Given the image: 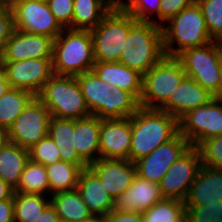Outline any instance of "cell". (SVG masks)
<instances>
[{
    "instance_id": "cell-39",
    "label": "cell",
    "mask_w": 222,
    "mask_h": 222,
    "mask_svg": "<svg viewBox=\"0 0 222 222\" xmlns=\"http://www.w3.org/2000/svg\"><path fill=\"white\" fill-rule=\"evenodd\" d=\"M48 7L63 28L72 29L74 0H46Z\"/></svg>"
},
{
    "instance_id": "cell-8",
    "label": "cell",
    "mask_w": 222,
    "mask_h": 222,
    "mask_svg": "<svg viewBox=\"0 0 222 222\" xmlns=\"http://www.w3.org/2000/svg\"><path fill=\"white\" fill-rule=\"evenodd\" d=\"M222 43L212 41L190 48L176 58L181 62L187 77L192 78L215 97L220 98L221 74L219 68Z\"/></svg>"
},
{
    "instance_id": "cell-52",
    "label": "cell",
    "mask_w": 222,
    "mask_h": 222,
    "mask_svg": "<svg viewBox=\"0 0 222 222\" xmlns=\"http://www.w3.org/2000/svg\"><path fill=\"white\" fill-rule=\"evenodd\" d=\"M17 0H0L4 6H11Z\"/></svg>"
},
{
    "instance_id": "cell-47",
    "label": "cell",
    "mask_w": 222,
    "mask_h": 222,
    "mask_svg": "<svg viewBox=\"0 0 222 222\" xmlns=\"http://www.w3.org/2000/svg\"><path fill=\"white\" fill-rule=\"evenodd\" d=\"M9 142L8 129L0 126V150Z\"/></svg>"
},
{
    "instance_id": "cell-43",
    "label": "cell",
    "mask_w": 222,
    "mask_h": 222,
    "mask_svg": "<svg viewBox=\"0 0 222 222\" xmlns=\"http://www.w3.org/2000/svg\"><path fill=\"white\" fill-rule=\"evenodd\" d=\"M0 222H15L14 196L10 199L0 201Z\"/></svg>"
},
{
    "instance_id": "cell-1",
    "label": "cell",
    "mask_w": 222,
    "mask_h": 222,
    "mask_svg": "<svg viewBox=\"0 0 222 222\" xmlns=\"http://www.w3.org/2000/svg\"><path fill=\"white\" fill-rule=\"evenodd\" d=\"M76 78L91 115L102 120L132 117L140 107L131 93L102 81L93 71Z\"/></svg>"
},
{
    "instance_id": "cell-12",
    "label": "cell",
    "mask_w": 222,
    "mask_h": 222,
    "mask_svg": "<svg viewBox=\"0 0 222 222\" xmlns=\"http://www.w3.org/2000/svg\"><path fill=\"white\" fill-rule=\"evenodd\" d=\"M51 118L50 111L35 97L8 129L9 142L30 149L48 135Z\"/></svg>"
},
{
    "instance_id": "cell-5",
    "label": "cell",
    "mask_w": 222,
    "mask_h": 222,
    "mask_svg": "<svg viewBox=\"0 0 222 222\" xmlns=\"http://www.w3.org/2000/svg\"><path fill=\"white\" fill-rule=\"evenodd\" d=\"M162 32L163 50L168 57H177L187 49L213 41L197 1L166 22L162 26Z\"/></svg>"
},
{
    "instance_id": "cell-33",
    "label": "cell",
    "mask_w": 222,
    "mask_h": 222,
    "mask_svg": "<svg viewBox=\"0 0 222 222\" xmlns=\"http://www.w3.org/2000/svg\"><path fill=\"white\" fill-rule=\"evenodd\" d=\"M143 222H186L184 202L167 199L157 202L142 213Z\"/></svg>"
},
{
    "instance_id": "cell-3",
    "label": "cell",
    "mask_w": 222,
    "mask_h": 222,
    "mask_svg": "<svg viewBox=\"0 0 222 222\" xmlns=\"http://www.w3.org/2000/svg\"><path fill=\"white\" fill-rule=\"evenodd\" d=\"M164 56L162 27L130 15V30L119 62L145 75Z\"/></svg>"
},
{
    "instance_id": "cell-45",
    "label": "cell",
    "mask_w": 222,
    "mask_h": 222,
    "mask_svg": "<svg viewBox=\"0 0 222 222\" xmlns=\"http://www.w3.org/2000/svg\"><path fill=\"white\" fill-rule=\"evenodd\" d=\"M14 193V188L0 179V201L12 198Z\"/></svg>"
},
{
    "instance_id": "cell-49",
    "label": "cell",
    "mask_w": 222,
    "mask_h": 222,
    "mask_svg": "<svg viewBox=\"0 0 222 222\" xmlns=\"http://www.w3.org/2000/svg\"><path fill=\"white\" fill-rule=\"evenodd\" d=\"M79 222H105V216L92 214Z\"/></svg>"
},
{
    "instance_id": "cell-41",
    "label": "cell",
    "mask_w": 222,
    "mask_h": 222,
    "mask_svg": "<svg viewBox=\"0 0 222 222\" xmlns=\"http://www.w3.org/2000/svg\"><path fill=\"white\" fill-rule=\"evenodd\" d=\"M105 222H143L140 212H115L111 211L105 216Z\"/></svg>"
},
{
    "instance_id": "cell-6",
    "label": "cell",
    "mask_w": 222,
    "mask_h": 222,
    "mask_svg": "<svg viewBox=\"0 0 222 222\" xmlns=\"http://www.w3.org/2000/svg\"><path fill=\"white\" fill-rule=\"evenodd\" d=\"M36 97L55 118L77 120L91 115L75 76L53 74Z\"/></svg>"
},
{
    "instance_id": "cell-21",
    "label": "cell",
    "mask_w": 222,
    "mask_h": 222,
    "mask_svg": "<svg viewBox=\"0 0 222 222\" xmlns=\"http://www.w3.org/2000/svg\"><path fill=\"white\" fill-rule=\"evenodd\" d=\"M222 201V169L201 165L188 195L185 206H202Z\"/></svg>"
},
{
    "instance_id": "cell-9",
    "label": "cell",
    "mask_w": 222,
    "mask_h": 222,
    "mask_svg": "<svg viewBox=\"0 0 222 222\" xmlns=\"http://www.w3.org/2000/svg\"><path fill=\"white\" fill-rule=\"evenodd\" d=\"M130 30V14L112 8L103 20L92 30L95 62H118Z\"/></svg>"
},
{
    "instance_id": "cell-32",
    "label": "cell",
    "mask_w": 222,
    "mask_h": 222,
    "mask_svg": "<svg viewBox=\"0 0 222 222\" xmlns=\"http://www.w3.org/2000/svg\"><path fill=\"white\" fill-rule=\"evenodd\" d=\"M14 191L20 193L50 195V185L45 166L29 160L20 176L18 186Z\"/></svg>"
},
{
    "instance_id": "cell-36",
    "label": "cell",
    "mask_w": 222,
    "mask_h": 222,
    "mask_svg": "<svg viewBox=\"0 0 222 222\" xmlns=\"http://www.w3.org/2000/svg\"><path fill=\"white\" fill-rule=\"evenodd\" d=\"M197 149L201 157V165L222 169V135L202 141Z\"/></svg>"
},
{
    "instance_id": "cell-24",
    "label": "cell",
    "mask_w": 222,
    "mask_h": 222,
    "mask_svg": "<svg viewBox=\"0 0 222 222\" xmlns=\"http://www.w3.org/2000/svg\"><path fill=\"white\" fill-rule=\"evenodd\" d=\"M92 71L109 85L131 93L138 101L142 94L143 75L118 62H95Z\"/></svg>"
},
{
    "instance_id": "cell-13",
    "label": "cell",
    "mask_w": 222,
    "mask_h": 222,
    "mask_svg": "<svg viewBox=\"0 0 222 222\" xmlns=\"http://www.w3.org/2000/svg\"><path fill=\"white\" fill-rule=\"evenodd\" d=\"M200 167L199 151L197 147L191 146L171 165L159 182L163 197L184 202Z\"/></svg>"
},
{
    "instance_id": "cell-28",
    "label": "cell",
    "mask_w": 222,
    "mask_h": 222,
    "mask_svg": "<svg viewBox=\"0 0 222 222\" xmlns=\"http://www.w3.org/2000/svg\"><path fill=\"white\" fill-rule=\"evenodd\" d=\"M50 204L60 221L79 222L92 215L77 189L52 195Z\"/></svg>"
},
{
    "instance_id": "cell-35",
    "label": "cell",
    "mask_w": 222,
    "mask_h": 222,
    "mask_svg": "<svg viewBox=\"0 0 222 222\" xmlns=\"http://www.w3.org/2000/svg\"><path fill=\"white\" fill-rule=\"evenodd\" d=\"M28 151L30 160L44 166L61 161L59 150L49 134L28 149Z\"/></svg>"
},
{
    "instance_id": "cell-4",
    "label": "cell",
    "mask_w": 222,
    "mask_h": 222,
    "mask_svg": "<svg viewBox=\"0 0 222 222\" xmlns=\"http://www.w3.org/2000/svg\"><path fill=\"white\" fill-rule=\"evenodd\" d=\"M95 64L90 30H64L53 41L52 69L57 75L78 76Z\"/></svg>"
},
{
    "instance_id": "cell-30",
    "label": "cell",
    "mask_w": 222,
    "mask_h": 222,
    "mask_svg": "<svg viewBox=\"0 0 222 222\" xmlns=\"http://www.w3.org/2000/svg\"><path fill=\"white\" fill-rule=\"evenodd\" d=\"M35 97L27 90L9 87L0 97V126L9 129Z\"/></svg>"
},
{
    "instance_id": "cell-51",
    "label": "cell",
    "mask_w": 222,
    "mask_h": 222,
    "mask_svg": "<svg viewBox=\"0 0 222 222\" xmlns=\"http://www.w3.org/2000/svg\"><path fill=\"white\" fill-rule=\"evenodd\" d=\"M219 68H220V74H221L220 99H222V51L220 53Z\"/></svg>"
},
{
    "instance_id": "cell-53",
    "label": "cell",
    "mask_w": 222,
    "mask_h": 222,
    "mask_svg": "<svg viewBox=\"0 0 222 222\" xmlns=\"http://www.w3.org/2000/svg\"><path fill=\"white\" fill-rule=\"evenodd\" d=\"M4 7V5L0 2V10Z\"/></svg>"
},
{
    "instance_id": "cell-25",
    "label": "cell",
    "mask_w": 222,
    "mask_h": 222,
    "mask_svg": "<svg viewBox=\"0 0 222 222\" xmlns=\"http://www.w3.org/2000/svg\"><path fill=\"white\" fill-rule=\"evenodd\" d=\"M112 8L113 0H74L72 29H94Z\"/></svg>"
},
{
    "instance_id": "cell-31",
    "label": "cell",
    "mask_w": 222,
    "mask_h": 222,
    "mask_svg": "<svg viewBox=\"0 0 222 222\" xmlns=\"http://www.w3.org/2000/svg\"><path fill=\"white\" fill-rule=\"evenodd\" d=\"M50 205V196L33 193H14V221L33 222Z\"/></svg>"
},
{
    "instance_id": "cell-16",
    "label": "cell",
    "mask_w": 222,
    "mask_h": 222,
    "mask_svg": "<svg viewBox=\"0 0 222 222\" xmlns=\"http://www.w3.org/2000/svg\"><path fill=\"white\" fill-rule=\"evenodd\" d=\"M53 39L44 35L26 33L14 29L6 41L0 62H16L26 59H52Z\"/></svg>"
},
{
    "instance_id": "cell-34",
    "label": "cell",
    "mask_w": 222,
    "mask_h": 222,
    "mask_svg": "<svg viewBox=\"0 0 222 222\" xmlns=\"http://www.w3.org/2000/svg\"><path fill=\"white\" fill-rule=\"evenodd\" d=\"M201 7L208 33L213 41L222 43V0H197Z\"/></svg>"
},
{
    "instance_id": "cell-11",
    "label": "cell",
    "mask_w": 222,
    "mask_h": 222,
    "mask_svg": "<svg viewBox=\"0 0 222 222\" xmlns=\"http://www.w3.org/2000/svg\"><path fill=\"white\" fill-rule=\"evenodd\" d=\"M14 29L44 35L53 40L64 30L46 0H17L11 6Z\"/></svg>"
},
{
    "instance_id": "cell-10",
    "label": "cell",
    "mask_w": 222,
    "mask_h": 222,
    "mask_svg": "<svg viewBox=\"0 0 222 222\" xmlns=\"http://www.w3.org/2000/svg\"><path fill=\"white\" fill-rule=\"evenodd\" d=\"M179 132L194 147L222 135V99L214 97L207 105L188 111L179 119Z\"/></svg>"
},
{
    "instance_id": "cell-18",
    "label": "cell",
    "mask_w": 222,
    "mask_h": 222,
    "mask_svg": "<svg viewBox=\"0 0 222 222\" xmlns=\"http://www.w3.org/2000/svg\"><path fill=\"white\" fill-rule=\"evenodd\" d=\"M100 178L105 190L115 199L137 176L135 163L126 159H101L89 166Z\"/></svg>"
},
{
    "instance_id": "cell-23",
    "label": "cell",
    "mask_w": 222,
    "mask_h": 222,
    "mask_svg": "<svg viewBox=\"0 0 222 222\" xmlns=\"http://www.w3.org/2000/svg\"><path fill=\"white\" fill-rule=\"evenodd\" d=\"M101 119L95 115L74 120L73 145L78 156L90 166L100 158Z\"/></svg>"
},
{
    "instance_id": "cell-14",
    "label": "cell",
    "mask_w": 222,
    "mask_h": 222,
    "mask_svg": "<svg viewBox=\"0 0 222 222\" xmlns=\"http://www.w3.org/2000/svg\"><path fill=\"white\" fill-rule=\"evenodd\" d=\"M9 86L23 89L37 96L44 84L54 74L52 59H26L16 62H1Z\"/></svg>"
},
{
    "instance_id": "cell-46",
    "label": "cell",
    "mask_w": 222,
    "mask_h": 222,
    "mask_svg": "<svg viewBox=\"0 0 222 222\" xmlns=\"http://www.w3.org/2000/svg\"><path fill=\"white\" fill-rule=\"evenodd\" d=\"M9 87L10 86L6 79L4 68L2 66V63L0 62V97L5 94Z\"/></svg>"
},
{
    "instance_id": "cell-42",
    "label": "cell",
    "mask_w": 222,
    "mask_h": 222,
    "mask_svg": "<svg viewBox=\"0 0 222 222\" xmlns=\"http://www.w3.org/2000/svg\"><path fill=\"white\" fill-rule=\"evenodd\" d=\"M14 31L13 12L10 6H4L0 10V33H12Z\"/></svg>"
},
{
    "instance_id": "cell-22",
    "label": "cell",
    "mask_w": 222,
    "mask_h": 222,
    "mask_svg": "<svg viewBox=\"0 0 222 222\" xmlns=\"http://www.w3.org/2000/svg\"><path fill=\"white\" fill-rule=\"evenodd\" d=\"M76 189L92 214L106 216L113 210V197L89 166L82 169Z\"/></svg>"
},
{
    "instance_id": "cell-15",
    "label": "cell",
    "mask_w": 222,
    "mask_h": 222,
    "mask_svg": "<svg viewBox=\"0 0 222 222\" xmlns=\"http://www.w3.org/2000/svg\"><path fill=\"white\" fill-rule=\"evenodd\" d=\"M190 147V143L179 132L174 138L135 162L137 175L159 184L171 165Z\"/></svg>"
},
{
    "instance_id": "cell-26",
    "label": "cell",
    "mask_w": 222,
    "mask_h": 222,
    "mask_svg": "<svg viewBox=\"0 0 222 222\" xmlns=\"http://www.w3.org/2000/svg\"><path fill=\"white\" fill-rule=\"evenodd\" d=\"M29 160L28 149L8 142L0 150V179L15 189Z\"/></svg>"
},
{
    "instance_id": "cell-17",
    "label": "cell",
    "mask_w": 222,
    "mask_h": 222,
    "mask_svg": "<svg viewBox=\"0 0 222 222\" xmlns=\"http://www.w3.org/2000/svg\"><path fill=\"white\" fill-rule=\"evenodd\" d=\"M132 138V117L101 119L99 154L101 159L129 160Z\"/></svg>"
},
{
    "instance_id": "cell-19",
    "label": "cell",
    "mask_w": 222,
    "mask_h": 222,
    "mask_svg": "<svg viewBox=\"0 0 222 222\" xmlns=\"http://www.w3.org/2000/svg\"><path fill=\"white\" fill-rule=\"evenodd\" d=\"M163 199L159 184L137 175L127 190L114 199L113 211L143 213Z\"/></svg>"
},
{
    "instance_id": "cell-40",
    "label": "cell",
    "mask_w": 222,
    "mask_h": 222,
    "mask_svg": "<svg viewBox=\"0 0 222 222\" xmlns=\"http://www.w3.org/2000/svg\"><path fill=\"white\" fill-rule=\"evenodd\" d=\"M197 0H161L160 2V26L162 27L172 17L179 14L187 6Z\"/></svg>"
},
{
    "instance_id": "cell-37",
    "label": "cell",
    "mask_w": 222,
    "mask_h": 222,
    "mask_svg": "<svg viewBox=\"0 0 222 222\" xmlns=\"http://www.w3.org/2000/svg\"><path fill=\"white\" fill-rule=\"evenodd\" d=\"M161 0H133L124 11L137 21L153 22L160 26V2ZM156 18H152L151 15ZM158 19V20H157Z\"/></svg>"
},
{
    "instance_id": "cell-2",
    "label": "cell",
    "mask_w": 222,
    "mask_h": 222,
    "mask_svg": "<svg viewBox=\"0 0 222 222\" xmlns=\"http://www.w3.org/2000/svg\"><path fill=\"white\" fill-rule=\"evenodd\" d=\"M179 133V120L160 109L139 107L132 116V138L129 160L146 157Z\"/></svg>"
},
{
    "instance_id": "cell-50",
    "label": "cell",
    "mask_w": 222,
    "mask_h": 222,
    "mask_svg": "<svg viewBox=\"0 0 222 222\" xmlns=\"http://www.w3.org/2000/svg\"><path fill=\"white\" fill-rule=\"evenodd\" d=\"M12 33H0V56L6 44V41L10 38Z\"/></svg>"
},
{
    "instance_id": "cell-38",
    "label": "cell",
    "mask_w": 222,
    "mask_h": 222,
    "mask_svg": "<svg viewBox=\"0 0 222 222\" xmlns=\"http://www.w3.org/2000/svg\"><path fill=\"white\" fill-rule=\"evenodd\" d=\"M185 208L186 222H222V201Z\"/></svg>"
},
{
    "instance_id": "cell-7",
    "label": "cell",
    "mask_w": 222,
    "mask_h": 222,
    "mask_svg": "<svg viewBox=\"0 0 222 222\" xmlns=\"http://www.w3.org/2000/svg\"><path fill=\"white\" fill-rule=\"evenodd\" d=\"M186 76L181 62L176 57L164 56L143 75L139 105L160 109Z\"/></svg>"
},
{
    "instance_id": "cell-29",
    "label": "cell",
    "mask_w": 222,
    "mask_h": 222,
    "mask_svg": "<svg viewBox=\"0 0 222 222\" xmlns=\"http://www.w3.org/2000/svg\"><path fill=\"white\" fill-rule=\"evenodd\" d=\"M86 167H88V165H74L64 161L45 166L50 185V196L75 190L80 173L82 169Z\"/></svg>"
},
{
    "instance_id": "cell-44",
    "label": "cell",
    "mask_w": 222,
    "mask_h": 222,
    "mask_svg": "<svg viewBox=\"0 0 222 222\" xmlns=\"http://www.w3.org/2000/svg\"><path fill=\"white\" fill-rule=\"evenodd\" d=\"M59 217L51 204L33 222H59Z\"/></svg>"
},
{
    "instance_id": "cell-20",
    "label": "cell",
    "mask_w": 222,
    "mask_h": 222,
    "mask_svg": "<svg viewBox=\"0 0 222 222\" xmlns=\"http://www.w3.org/2000/svg\"><path fill=\"white\" fill-rule=\"evenodd\" d=\"M215 96L190 77H185L160 108L178 120L188 111L207 105Z\"/></svg>"
},
{
    "instance_id": "cell-48",
    "label": "cell",
    "mask_w": 222,
    "mask_h": 222,
    "mask_svg": "<svg viewBox=\"0 0 222 222\" xmlns=\"http://www.w3.org/2000/svg\"><path fill=\"white\" fill-rule=\"evenodd\" d=\"M133 0H113V7L119 10H124Z\"/></svg>"
},
{
    "instance_id": "cell-27",
    "label": "cell",
    "mask_w": 222,
    "mask_h": 222,
    "mask_svg": "<svg viewBox=\"0 0 222 222\" xmlns=\"http://www.w3.org/2000/svg\"><path fill=\"white\" fill-rule=\"evenodd\" d=\"M49 136L56 144L61 161L74 165H87L77 154L74 145V120L52 117L49 123Z\"/></svg>"
}]
</instances>
